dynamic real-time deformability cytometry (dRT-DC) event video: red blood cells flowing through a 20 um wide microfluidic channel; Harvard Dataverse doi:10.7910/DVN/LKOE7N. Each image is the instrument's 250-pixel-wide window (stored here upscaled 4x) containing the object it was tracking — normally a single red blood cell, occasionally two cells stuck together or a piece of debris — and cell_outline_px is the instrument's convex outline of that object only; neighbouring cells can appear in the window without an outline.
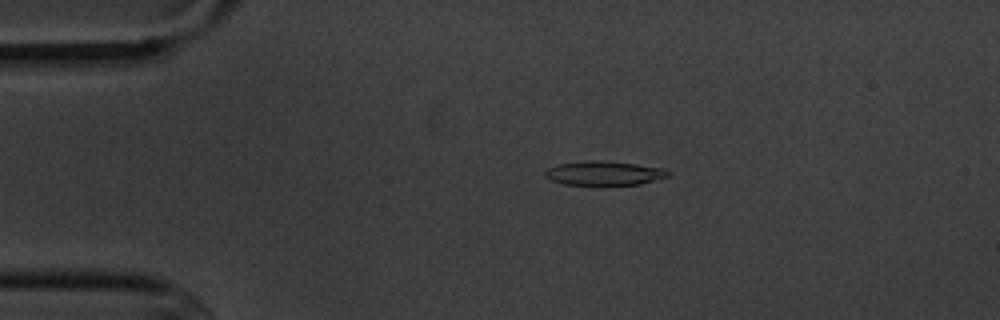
{"species": "common noctule bat (a hibernating species)", "species_latin": "Nyctalus noctula", "temperature_condition": "cold", "stored_images_in_passage": 8, "camera_frame_rate_fps": 3000, "um_per_image_px": 0.085, "animal": {"sex": "male", "body_mass_g": 20.1, "forearm_length_mm": 53.5}, "frame": {"image": 1, "passage_image": 3, "time_ms": 2.333, "image_size_px": [1000, 320], "cell_outline_px": [[672, 172], [668, 176], [640, 184], [608, 188], [604, 188], [564, 184], [552, 180], [544, 176], [544, 172], [548, 168], [560, 164], [588, 160], [604, 160], [636, 164], [664, 168]], "centroid_in_image_um": [51.36, 14.77], "position_along_channel_um": 33.6, "area_um2": 18.26}}
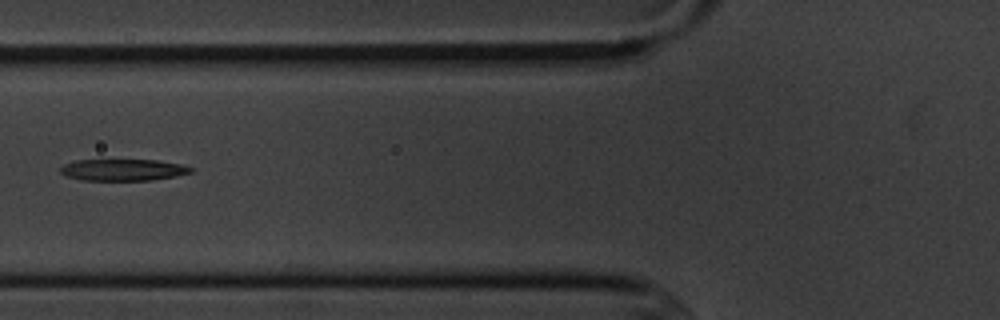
{"frame": {"image": 2, "passage_image": 5, "time_ms": 5.667, "image_size_px": [1000, 320], "cell_outline_px": [[192, 172], [176, 176], [152, 180], [80, 180], [68, 176], [60, 172], [60, 168], [64, 164], [76, 160], [156, 160], [180, 164], [192, 168]], "centroid_in_image_um": [10.45, 14.44], "position_along_channel_um": 115.4, "area_um2": 16.3}}
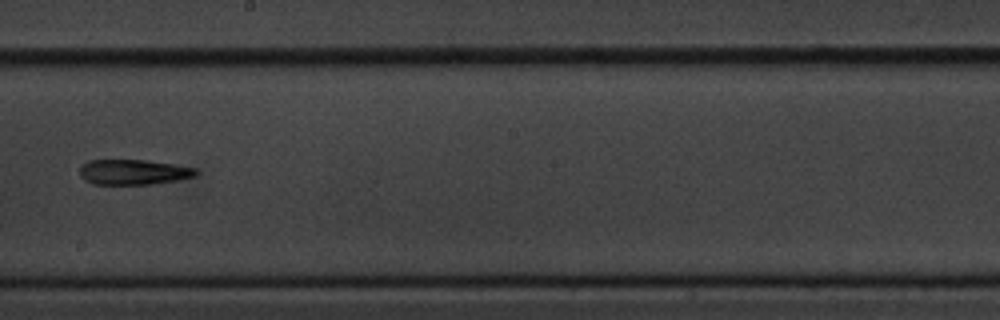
{"frame": {"image": 3, "passage_image": 8, "time_ms": 9.0, "image_size_px": [1000, 320], "cell_outline_px": [[196, 176], [176, 180], [152, 184], [92, 184], [84, 180], [80, 176], [80, 168], [88, 160], [144, 160], [172, 164], [196, 168]], "centroid_in_image_um": [11.31, 14.63], "position_along_channel_um": 236.9, "area_um2": 16.94}}